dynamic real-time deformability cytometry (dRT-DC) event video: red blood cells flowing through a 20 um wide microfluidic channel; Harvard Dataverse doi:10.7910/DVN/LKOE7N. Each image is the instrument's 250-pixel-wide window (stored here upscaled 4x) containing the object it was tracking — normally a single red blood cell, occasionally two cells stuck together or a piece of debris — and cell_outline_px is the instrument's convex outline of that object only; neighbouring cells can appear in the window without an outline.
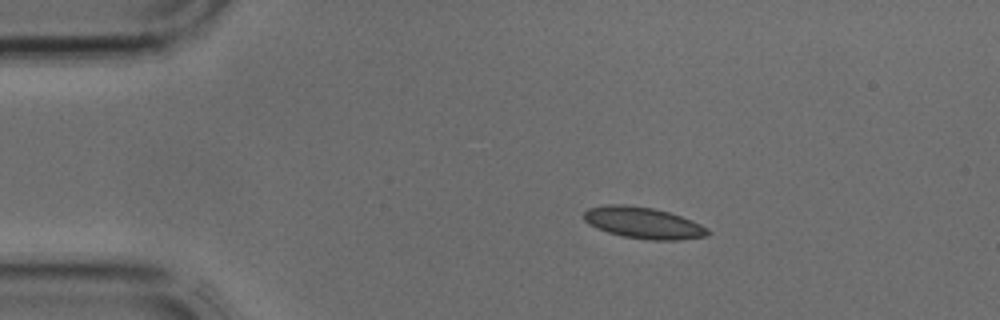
{"species": "common noctule bat (a hibernating species)", "species_latin": "Nyctalus noctula", "temperature_condition": "cold", "stored_images_in_passage": 2, "camera_frame_rate_fps": 3000, "um_per_image_px": 0.085, "animal": {"sex": "male", "body_mass_g": 17.9, "forearm_length_mm": 54.2}, "frame": {"image": 1, "passage_image": 1, "time_ms": 0.0, "image_size_px": [1000, 320], "cell_outline_px": [[712, 232], [708, 236], [680, 240], [648, 240], [624, 236], [608, 232], [596, 228], [588, 224], [584, 220], [584, 212], [588, 208], [604, 204], [624, 204], [652, 208], [668, 212], [692, 220], [708, 228]], "centroid_in_image_um": [54.69, 18.94], "position_along_channel_um": 30.3, "area_um2": 22.83}}